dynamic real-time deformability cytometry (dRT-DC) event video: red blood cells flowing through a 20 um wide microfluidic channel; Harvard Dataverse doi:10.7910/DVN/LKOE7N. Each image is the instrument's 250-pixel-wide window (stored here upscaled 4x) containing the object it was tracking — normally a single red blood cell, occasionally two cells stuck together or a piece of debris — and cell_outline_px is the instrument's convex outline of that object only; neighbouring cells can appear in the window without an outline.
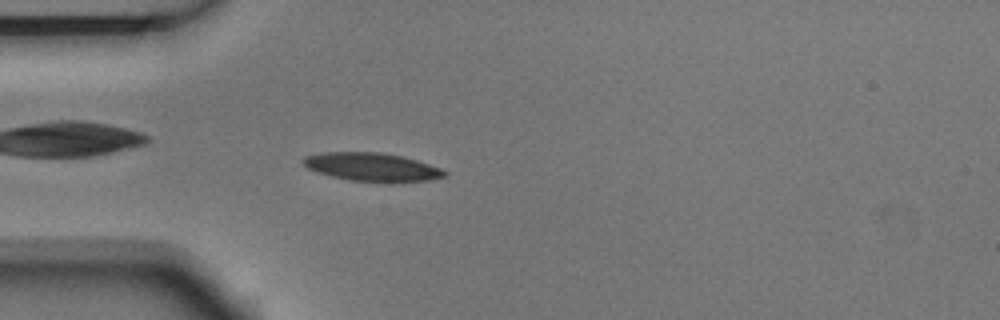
{"species": "Egyptian fruit bat (a non-hibernating species)", "species_latin": "Rousettus aegyptiacus", "temperature_condition": "room temperature", "stored_images_in_passage": 5, "camera_frame_rate_fps": 3000, "um_per_image_px": 0.085, "animal": {"sex": "male"}, "frame": {"image": 1, "passage_image": 5, "time_ms": 1.333, "image_size_px": [1000, 320], "cell_outline_px": [[448, 176], [428, 180], [396, 184], [392, 184], [348, 180], [316, 172], [308, 168], [300, 160], [304, 156], [324, 152], [380, 152], [400, 156], [416, 160], [440, 168], [448, 172]], "centroid_in_image_um": [31.64, 14.22], "position_along_channel_um": 53.4, "area_um2": 23.87}}